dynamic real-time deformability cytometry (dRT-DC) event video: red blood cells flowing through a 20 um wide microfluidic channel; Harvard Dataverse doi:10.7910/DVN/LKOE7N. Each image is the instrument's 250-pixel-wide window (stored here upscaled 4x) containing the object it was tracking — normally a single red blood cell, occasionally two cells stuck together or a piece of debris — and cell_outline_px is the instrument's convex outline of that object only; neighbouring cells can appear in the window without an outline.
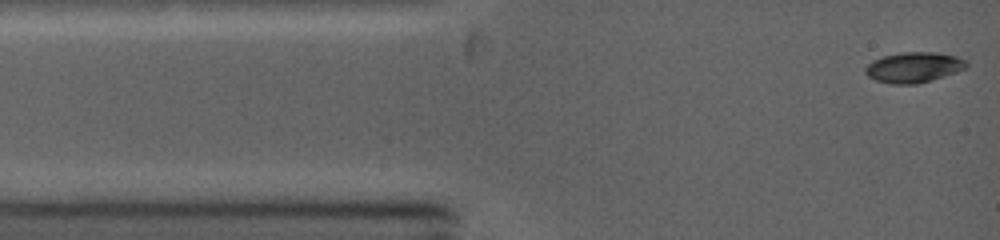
{"species": "common noctule bat (a hibernating species)", "species_latin": "Nyctalus noctula", "temperature_condition": "warm", "stored_images_in_passage": 37, "camera_frame_rate_fps": 5000, "um_per_image_px": 0.085, "animal": {"sex": "female", "body_mass_g": 19.0, "forearm_length_mm": 53.3}, "frame": {"image": 1, "passage_image": 1, "time_ms": 0.0, "image_size_px": [1000, 240], "cell_outline_px": [[968, 64], [964, 68], [956, 72], [944, 76], [916, 84], [892, 84], [876, 80], [868, 76], [864, 72], [864, 68], [868, 64], [884, 56], [900, 52], [936, 52], [956, 56], [964, 60]], "centroid_in_image_um": [77.65, 5.72], "position_along_channel_um": 7.3, "area_um2": 17.69}}
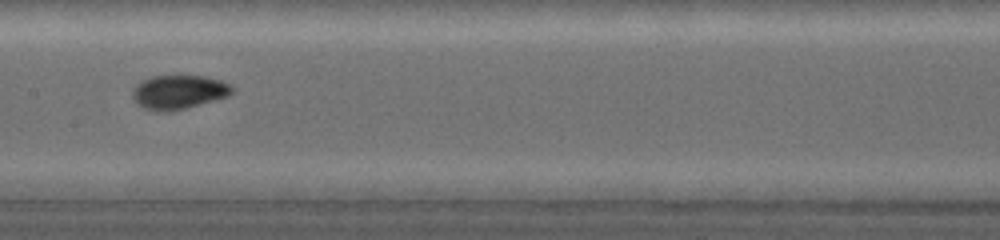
{"frame": {"image": 2, "passage_image": 17, "time_ms": 5.6, "image_size_px": [1000, 240], "cell_outline_px": [[232, 92], [228, 96], [184, 108], [168, 112], [156, 112], [144, 108], [136, 104], [132, 96], [132, 92], [140, 80], [152, 76], [204, 76], [220, 80], [228, 84], [232, 88]], "centroid_in_image_um": [15.12, 7.83], "position_along_channel_um": 192.3, "area_um2": 19.59}}
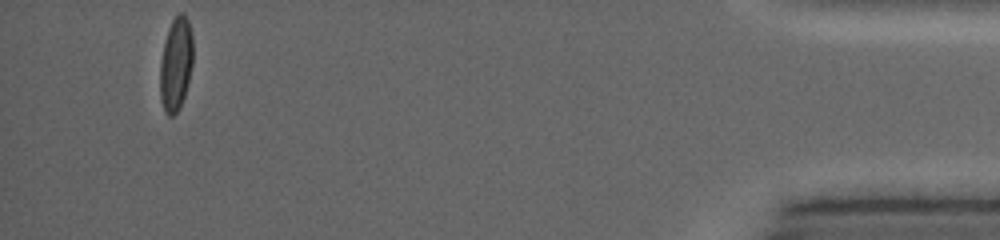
{"frame": {"image": 3, "passage_image": 37, "time_ms": 13.2, "image_size_px": [1000, 240], "cell_outline_px": [[192, 64], [184, 96], [180, 108], [172, 116], [168, 116], [164, 112], [160, 100], [160, 60], [168, 28], [176, 12], [184, 12], [188, 20], [192, 36]], "centroid_in_image_um": [14.93, 5.43], "position_along_channel_um": 420.3, "area_um2": 18.09}, "authors_computed_cell_mechanics": {"area_um2": 18.207, "velocity_mm_per_s": 4.2691, "shape_relaxation_time_tau1_ms": 5.1242, "shape_relaxation_time_tau2_ms": null, "deformation_change_tau1": 0.199, "deformation_change_tau2": null}}